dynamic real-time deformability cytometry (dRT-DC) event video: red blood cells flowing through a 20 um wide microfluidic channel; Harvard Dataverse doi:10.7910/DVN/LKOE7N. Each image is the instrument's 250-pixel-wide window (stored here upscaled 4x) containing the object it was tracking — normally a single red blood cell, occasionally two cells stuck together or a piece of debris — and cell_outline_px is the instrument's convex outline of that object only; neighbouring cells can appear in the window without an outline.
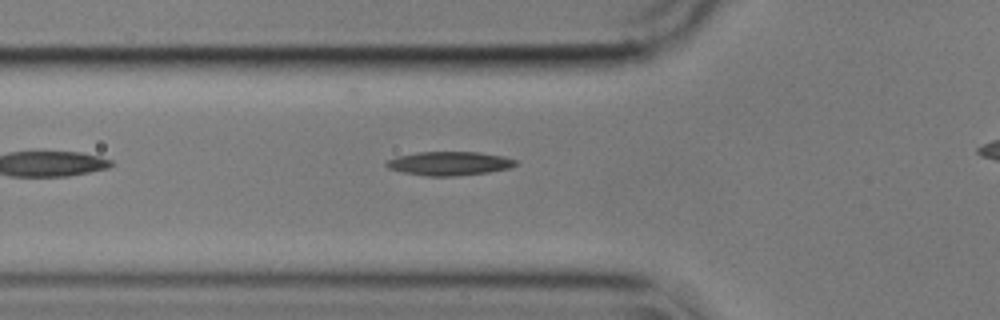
{"species": "common noctule bat (a hibernating species)", "species_latin": "Nyctalus noctula", "temperature_condition": "cold", "stored_images_in_passage": 32, "camera_frame_rate_fps": 3000, "um_per_image_px": 0.085, "animal": {"sex": "male", "body_mass_g": 17.9}, "frame": {"image": 1, "passage_image": 2, "time_ms": 0.333, "image_size_px": [1000, 320], "cell_outline_px": [[520, 164], [512, 168], [488, 172], [456, 176], [424, 176], [404, 172], [388, 168], [384, 164], [388, 160], [396, 156], [416, 152], [480, 152], [504, 156], [516, 160]], "centroid_in_image_um": [38.23, 13.89], "position_along_channel_um": 87.6, "area_um2": 18.15}}
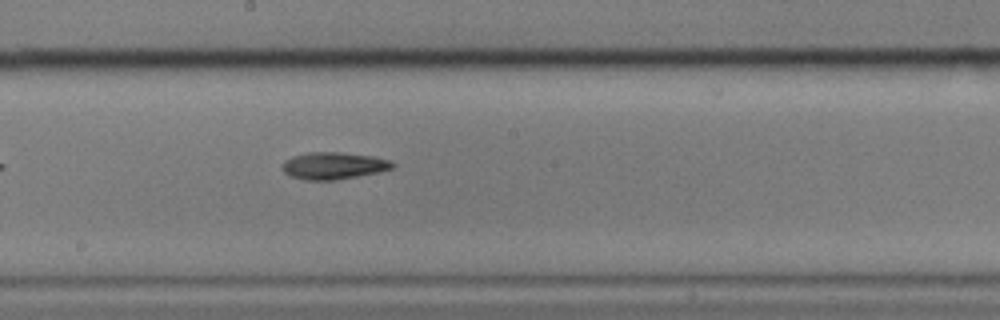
{"frame": {"image": 2, "passage_image": 13, "time_ms": 4.0, "image_size_px": [1000, 320], "cell_outline_px": [[396, 164], [392, 168], [380, 172], [336, 180], [304, 180], [292, 176], [284, 172], [280, 168], [284, 160], [292, 156], [308, 152], [340, 152], [376, 156], [388, 160]], "centroid_in_image_um": [28.34, 14.08], "position_along_channel_um": 219.9, "area_um2": 17.57}}
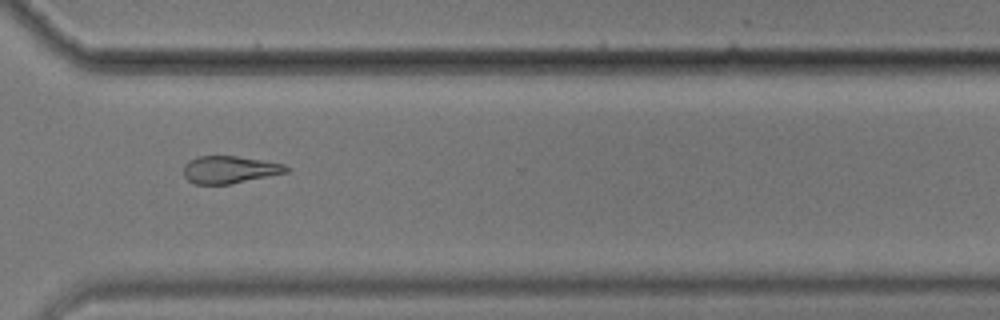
{"frame": {"image": 3, "passage_image": 24, "time_ms": 7.667, "image_size_px": [1000, 320], "cell_outline_px": [[288, 172], [232, 184], [196, 184], [188, 180], [184, 176], [184, 164], [188, 160], [200, 156], [236, 156], [284, 164], [288, 168]], "centroid_in_image_um": [19.49, 14.42], "position_along_channel_um": 351.1, "area_um2": 16.3}}